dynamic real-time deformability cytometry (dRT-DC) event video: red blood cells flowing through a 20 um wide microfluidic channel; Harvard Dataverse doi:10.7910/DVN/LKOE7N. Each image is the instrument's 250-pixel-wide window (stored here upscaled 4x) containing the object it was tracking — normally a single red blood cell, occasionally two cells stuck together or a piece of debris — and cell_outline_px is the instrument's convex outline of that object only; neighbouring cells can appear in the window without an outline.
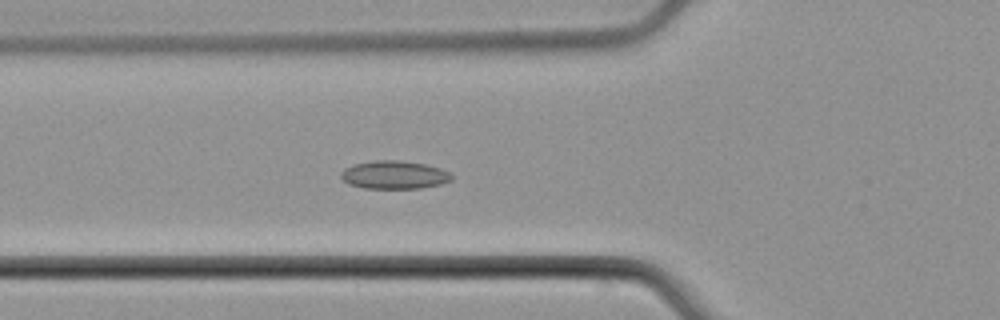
{"species": "common noctule bat (a hibernating species)", "species_latin": "Nyctalus noctula", "temperature_condition": "cold", "stored_images_in_passage": 6, "camera_frame_rate_fps": 3000, "um_per_image_px": 0.085, "animal": {"sex": "male", "body_mass_g": 21.5, "forearm_length_mm": 52.0}, "frame": {"image": 1, "passage_image": 6, "time_ms": 6.0, "image_size_px": [1000, 320], "cell_outline_px": [[452, 180], [440, 184], [420, 188], [364, 188], [348, 184], [340, 176], [340, 172], [344, 168], [352, 164], [376, 160], [396, 160], [424, 164], [440, 168], [448, 172], [452, 176]], "centroid_in_image_um": [33.47, 14.86], "position_along_channel_um": 92.3, "area_um2": 18.09}}